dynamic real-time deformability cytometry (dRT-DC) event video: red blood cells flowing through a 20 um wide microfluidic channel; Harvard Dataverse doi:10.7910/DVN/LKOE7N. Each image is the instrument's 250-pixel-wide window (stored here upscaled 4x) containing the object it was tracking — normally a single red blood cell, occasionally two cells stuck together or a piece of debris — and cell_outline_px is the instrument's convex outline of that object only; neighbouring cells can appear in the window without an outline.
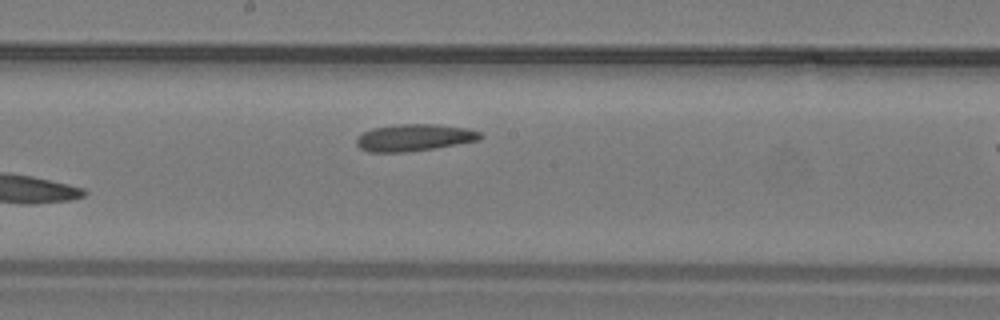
{"species": "common noctule bat (a hibernating species)", "species_latin": "Nyctalus noctula", "temperature_condition": "warm", "stored_images_in_passage": 7, "camera_frame_rate_fps": 3000, "um_per_image_px": 0.085, "animal": {"sex": "male", "body_mass_g": 19.2, "forearm_length_mm": 51.8}, "frame": {"image": 1, "passage_image": 7, "time_ms": 2.0, "image_size_px": [1000, 320], "cell_outline_px": [[484, 136], [480, 140], [432, 148], [404, 152], [368, 152], [360, 148], [356, 144], [356, 140], [364, 132], [372, 128], [400, 124], [440, 124], [464, 128], [480, 132]], "centroid_in_image_um": [35.21, 11.69], "position_along_channel_um": 213.0, "area_um2": 19.25}}